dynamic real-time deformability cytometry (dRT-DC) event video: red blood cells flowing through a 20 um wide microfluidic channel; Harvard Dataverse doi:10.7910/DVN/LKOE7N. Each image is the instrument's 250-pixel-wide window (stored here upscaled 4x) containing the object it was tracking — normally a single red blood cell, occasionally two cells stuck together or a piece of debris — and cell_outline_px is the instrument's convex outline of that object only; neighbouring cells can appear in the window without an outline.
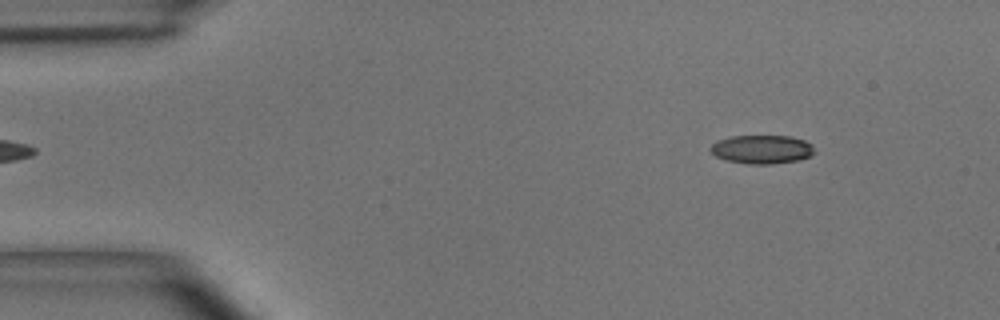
{"species": "common noctule bat (a hibernating species)", "species_latin": "Nyctalus noctula", "temperature_condition": "room temperature", "stored_images_in_passage": 46, "camera_frame_rate_fps": 3000, "um_per_image_px": 0.085, "animal": {"sex": "male", "body_mass_g": 15.6}, "frame": {"image": 1, "passage_image": 3, "time_ms": 0.667, "image_size_px": [1000, 320], "cell_outline_px": [[816, 152], [812, 156], [800, 160], [772, 164], [748, 164], [728, 160], [716, 156], [708, 148], [716, 140], [732, 136], [788, 136], [804, 140], [812, 144]], "centroid_in_image_um": [64.79, 12.7], "position_along_channel_um": 20.2, "area_um2": 17.51}}
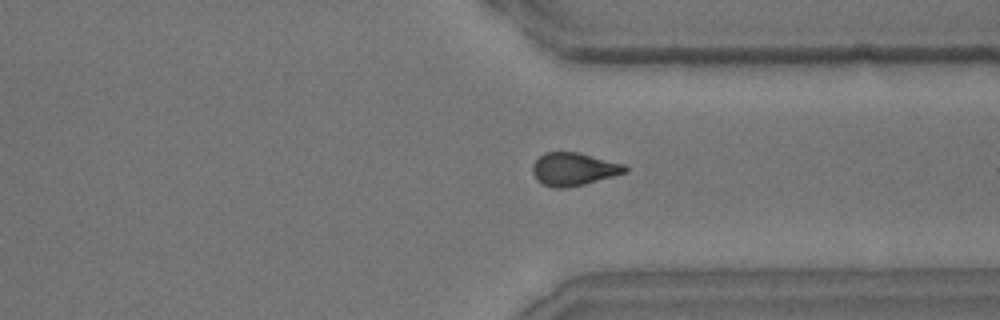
{"frame": {"image": 2, "passage_image": 34, "time_ms": 11.0, "image_size_px": [1000, 320], "cell_outline_px": [[628, 172], [584, 184], [564, 188], [556, 188], [544, 184], [536, 180], [532, 172], [532, 164], [544, 152], [580, 152], [624, 164], [628, 168]], "centroid_in_image_um": [48.77, 14.36], "position_along_channel_um": 362.6, "area_um2": 17.8}}
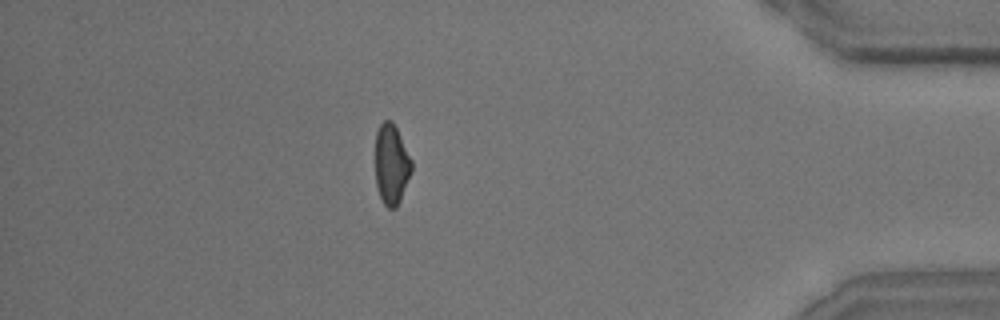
{"frame": {"image": 3, "passage_image": 40, "time_ms": 13.0, "image_size_px": [1000, 320], "cell_outline_px": [[412, 172], [400, 200], [396, 208], [388, 208], [384, 204], [380, 196], [376, 184], [376, 132], [380, 124], [384, 120], [392, 120], [412, 160]], "centroid_in_image_um": [33.28, 13.97], "position_along_channel_um": 401.9, "area_um2": 16.88}, "authors_computed_cell_mechanics": {"area_um2": 17.8313, "velocity_mm_per_s": 4.0695, "shape_relaxation_time_tau1_ms": 5.2273, "shape_relaxation_time_tau2_ms": 2.4478, "deformation_change_tau1": 0.1532, "deformation_change_tau2": 0.0947}}